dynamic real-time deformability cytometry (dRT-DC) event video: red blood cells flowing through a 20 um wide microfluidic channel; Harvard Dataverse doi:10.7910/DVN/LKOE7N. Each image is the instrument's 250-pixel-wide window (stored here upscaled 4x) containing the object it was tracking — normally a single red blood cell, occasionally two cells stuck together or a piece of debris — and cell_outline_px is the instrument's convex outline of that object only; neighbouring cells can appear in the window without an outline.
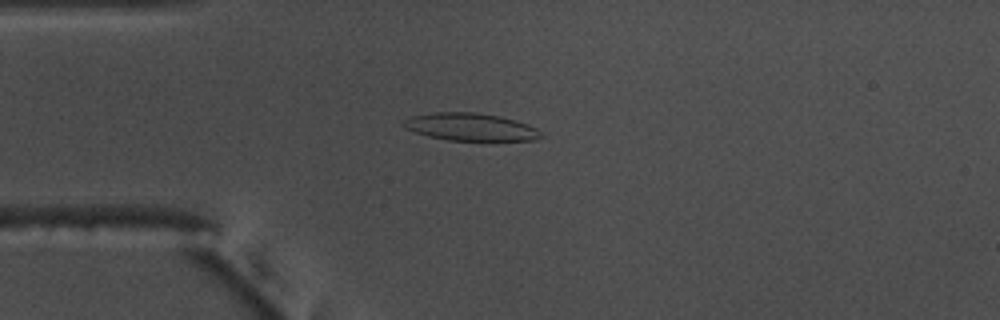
{"species": "common noctule bat (a hibernating species)", "species_latin": "Nyctalus noctula", "temperature_condition": "warm", "stored_images_in_passage": 54, "camera_frame_rate_fps": 3000, "um_per_image_px": 0.085, "animal": {"sex": "male", "body_mass_g": 17.5, "forearm_length_mm": 52.3}, "frame": {"image": 1, "passage_image": 13, "time_ms": 4.0, "image_size_px": [1000, 320], "cell_outline_px": [[544, 136], [532, 140], [448, 140], [428, 136], [404, 128], [404, 120], [412, 116], [436, 112], [476, 112], [500, 116], [516, 120], [528, 124], [536, 128]], "centroid_in_image_um": [40.01, 10.78], "position_along_channel_um": 45.0, "area_um2": 21.91}}
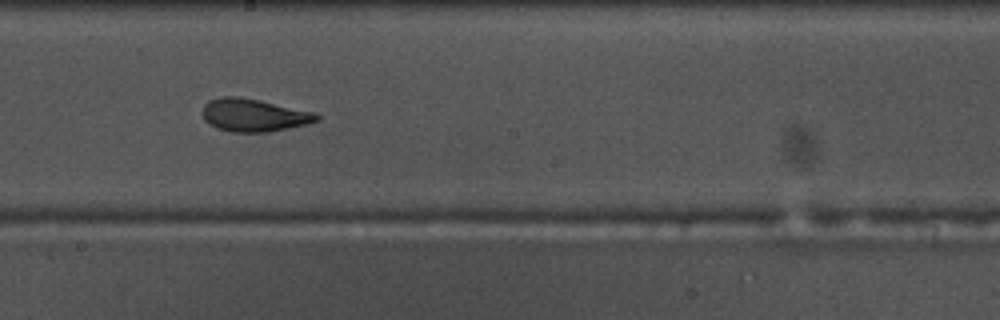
{"frame": {"image": 2, "passage_image": 29, "time_ms": 9.333, "image_size_px": [1000, 320], "cell_outline_px": [[320, 120], [288, 128], [268, 132], [228, 132], [216, 128], [208, 124], [204, 120], [204, 104], [208, 100], [224, 96], [240, 96], [260, 100], [316, 112], [320, 116]], "centroid_in_image_um": [21.57, 9.78], "position_along_channel_um": 226.6, "area_um2": 21.96}}
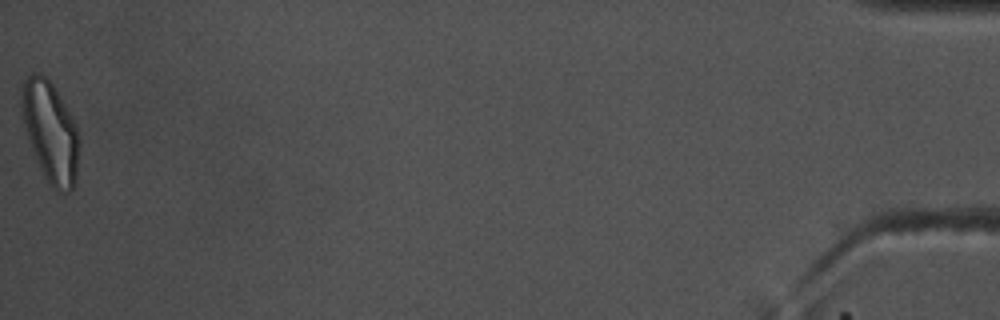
{"frame": {"image": 3, "passage_image": 54, "time_ms": 17.667, "image_size_px": [1000, 320], "cell_outline_px": [[80, 144], [76, 180], [72, 188], [68, 192], [56, 192], [52, 188], [28, 140], [20, 100], [20, 88], [24, 80], [32, 72], [36, 72], [44, 76], [52, 84], [72, 116], [76, 124], [80, 140]], "centroid_in_image_um": [4.31, 11.18], "position_along_channel_um": 430.9, "area_um2": 33.47}, "authors_computed_cell_mechanics": {"area_um2": 22.253, "velocity_mm_per_s": 3.7104, "shape_relaxation_time_tau1_ms": 6.784, "shape_relaxation_time_tau2_ms": 2.1094, "deformation_change_tau1": 0.2116, "deformation_change_tau2": 0.0867}}